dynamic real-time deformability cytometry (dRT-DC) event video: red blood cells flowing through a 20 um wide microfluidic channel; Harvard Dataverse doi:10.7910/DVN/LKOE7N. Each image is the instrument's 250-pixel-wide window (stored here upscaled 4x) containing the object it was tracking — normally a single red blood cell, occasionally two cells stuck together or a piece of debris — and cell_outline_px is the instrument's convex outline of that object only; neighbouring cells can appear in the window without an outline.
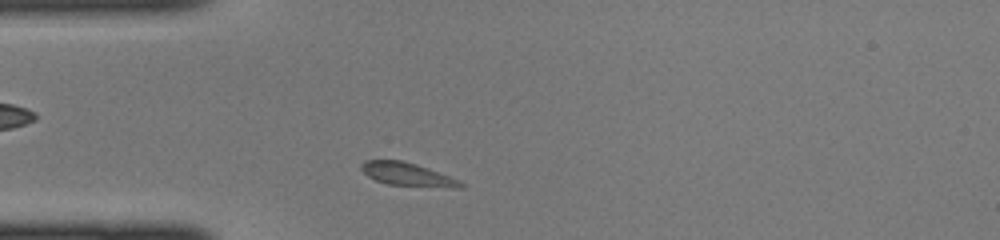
{"species": "common noctule bat (a hibernating species)", "species_latin": "Nyctalus noctula", "temperature_condition": "cold", "stored_images_in_passage": 35, "camera_frame_rate_fps": 3000, "um_per_image_px": 0.085, "animal": {"sex": "female", "body_mass_g": 22.0, "forearm_length_mm": 56.7}, "frame": {"image": 1, "passage_image": 2, "time_ms": 0.333, "image_size_px": [1000, 240], "cell_outline_px": [[464, 188], [452, 188], [388, 184], [376, 180], [368, 176], [360, 168], [360, 164], [364, 160], [400, 160], [416, 164], [428, 168], [460, 180], [464, 184]], "centroid_in_image_um": [34.65, 14.82], "position_along_channel_um": 50.4, "area_um2": 13.41}}
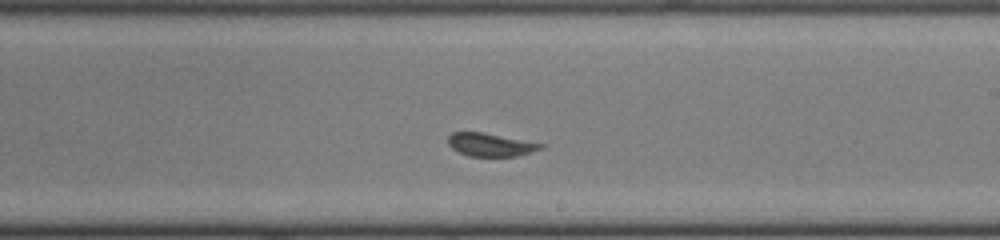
{"frame": {"image": 2, "passage_image": 16, "time_ms": 5.0, "image_size_px": [1000, 240], "cell_outline_px": [[544, 148], [520, 156], [468, 156], [452, 148], [448, 144], [448, 136], [452, 132], [484, 132], [544, 144]], "centroid_in_image_um": [41.71, 12.3], "position_along_channel_um": 247.3, "area_um2": 12.54}}
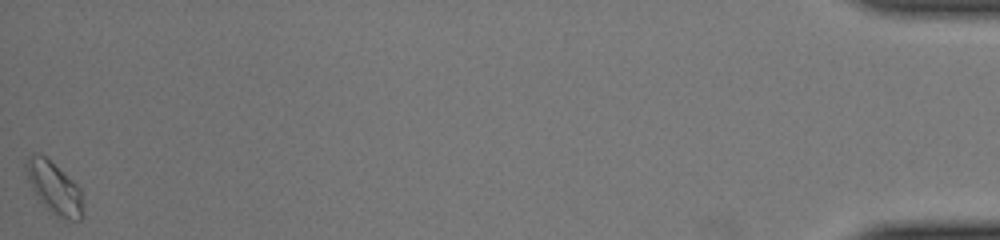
{"frame": {"image": 3, "passage_image": 35, "time_ms": 11.333, "image_size_px": [1000, 240], "cell_outline_px": [[84, 216], [80, 220], [68, 220], [44, 208], [32, 188], [28, 180], [24, 168], [24, 164], [28, 156], [32, 152], [40, 152], [72, 180], [80, 188]], "centroid_in_image_um": [4.58, 15.94], "position_along_channel_um": 430.6, "area_um2": 17.28}}